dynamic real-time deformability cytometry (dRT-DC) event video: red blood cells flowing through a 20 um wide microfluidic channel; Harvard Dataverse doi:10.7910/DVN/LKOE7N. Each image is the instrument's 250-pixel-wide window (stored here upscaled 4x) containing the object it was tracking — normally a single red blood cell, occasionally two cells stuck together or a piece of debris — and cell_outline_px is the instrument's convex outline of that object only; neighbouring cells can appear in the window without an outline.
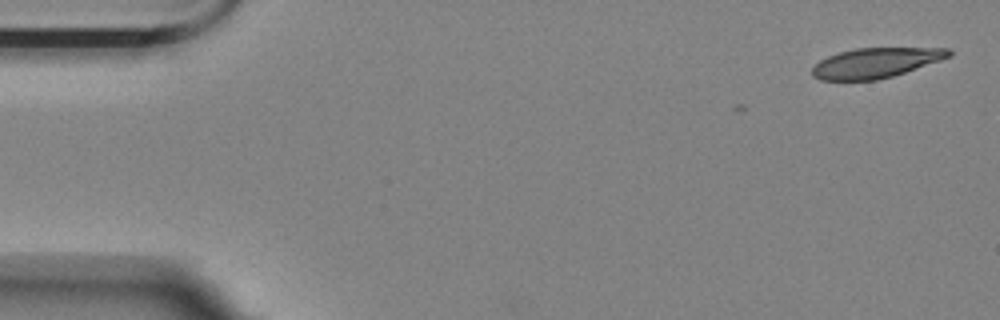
{"species": "Egyptian fruit bat (a non-hibernating species)", "species_latin": "Rousettus aegyptiacus", "temperature_condition": "room temperature", "stored_images_in_passage": 2, "camera_frame_rate_fps": 3000, "um_per_image_px": 0.085, "animal": {"sex": "female"}, "frame": {"image": 1, "passage_image": 2, "time_ms": 0.333, "image_size_px": [1000, 320], "cell_outline_px": [[952, 56], [892, 76], [876, 80], [820, 80], [812, 76], [812, 68], [820, 60], [828, 56], [840, 52], [856, 48], [948, 48], [952, 52]], "centroid_in_image_um": [74.41, 5.34], "position_along_channel_um": 10.6, "area_um2": 23.64}}